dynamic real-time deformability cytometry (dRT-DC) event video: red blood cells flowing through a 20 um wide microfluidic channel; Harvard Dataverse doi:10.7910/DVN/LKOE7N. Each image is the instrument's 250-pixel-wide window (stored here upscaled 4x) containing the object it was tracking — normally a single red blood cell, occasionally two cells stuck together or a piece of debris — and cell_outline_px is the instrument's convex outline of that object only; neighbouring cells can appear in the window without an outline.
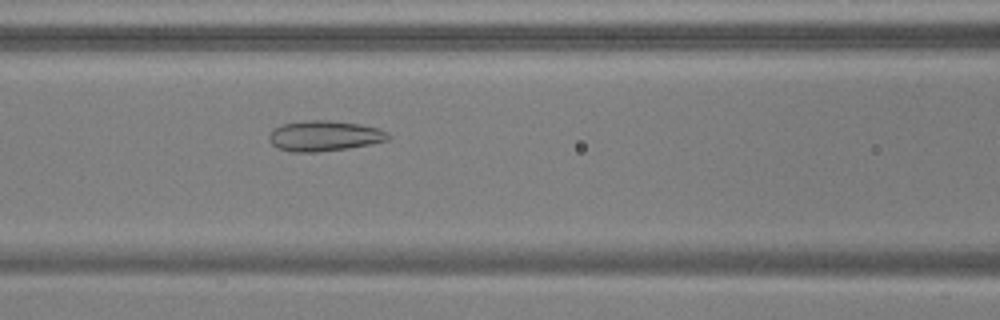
{"species": "common noctule bat (a hibernating species)", "species_latin": "Nyctalus noctula", "temperature_condition": "warm", "stored_images_in_passage": 54, "camera_frame_rate_fps": 3000, "um_per_image_px": 0.085, "animal": {"sex": "male", "body_mass_g": 17.9, "forearm_length_mm": 54.2}, "frame": {"image": 1, "passage_image": 24, "time_ms": 7.667, "image_size_px": [1000, 320], "cell_outline_px": [[392, 136], [388, 140], [348, 148], [316, 152], [292, 152], [276, 148], [268, 140], [268, 136], [276, 128], [284, 124], [304, 120], [328, 120], [360, 124], [380, 128], [388, 132]], "centroid_in_image_um": [27.58, 11.55], "position_along_channel_um": 139.0, "area_um2": 21.15}}
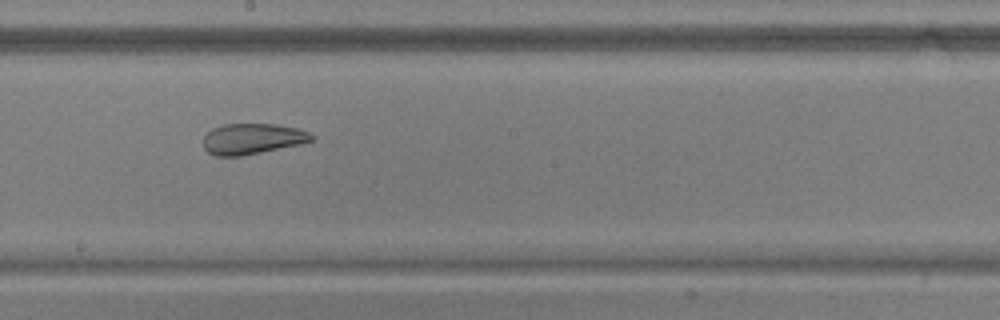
{"frame": {"image": 2, "passage_image": 31, "time_ms": 10.0, "image_size_px": [1000, 320], "cell_outline_px": [[316, 136], [312, 140], [300, 144], [240, 156], [216, 156], [208, 152], [204, 148], [204, 136], [212, 128], [224, 124], [276, 124], [296, 128], [308, 132]], "centroid_in_image_um": [21.44, 11.79], "position_along_channel_um": 226.8, "area_um2": 19.25}}
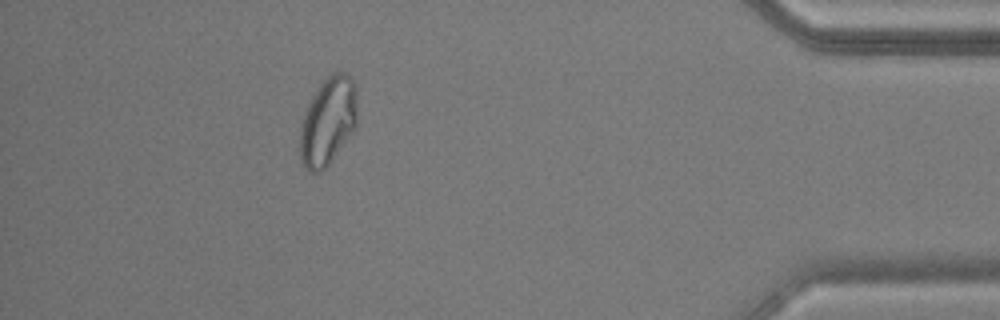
{"frame": {"image": 3, "passage_image": 49, "time_ms": 16.0, "image_size_px": [1000, 320], "cell_outline_px": [[356, 128], [332, 160], [320, 172], [308, 172], [304, 168], [300, 160], [300, 124], [308, 104], [316, 88], [332, 72], [348, 72], [356, 84]], "centroid_in_image_um": [27.87, 10.3], "position_along_channel_um": 407.3, "area_um2": 29.71}, "authors_computed_cell_mechanics": {"area_um2": 26.9637, "velocity_mm_per_s": 3.771, "shape_relaxation_time_tau1_ms": null, "shape_relaxation_time_tau2_ms": 1.4869, "deformation_change_tau1": null, "deformation_change_tau2": 0.0716}}